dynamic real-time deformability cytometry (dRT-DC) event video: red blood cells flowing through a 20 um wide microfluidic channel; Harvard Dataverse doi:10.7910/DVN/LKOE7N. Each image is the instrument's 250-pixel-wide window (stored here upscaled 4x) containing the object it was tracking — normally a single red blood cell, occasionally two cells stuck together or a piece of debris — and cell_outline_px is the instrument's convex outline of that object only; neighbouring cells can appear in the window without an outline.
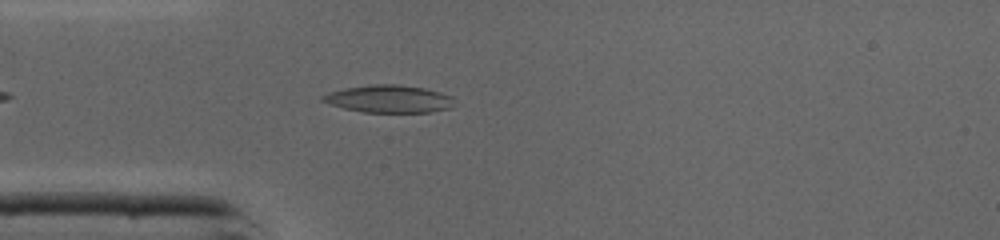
{"species": "common noctule bat (a hibernating species)", "species_latin": "Nyctalus noctula", "temperature_condition": "cold", "stored_images_in_passage": 25, "camera_frame_rate_fps": 3000, "um_per_image_px": 0.085, "animal": {"sex": "male", "body_mass_g": 19.0, "forearm_length_mm": 50.8}, "frame": {"image": 1, "passage_image": 5, "time_ms": 1.333, "image_size_px": [1000, 240], "cell_outline_px": [[452, 96], [448, 108], [432, 112], [364, 112], [344, 108], [320, 100], [320, 96], [328, 92], [344, 88], [372, 84], [396, 84], [424, 88], [440, 92]], "centroid_in_image_um": [32.99, 8.39], "position_along_channel_um": 52.0, "area_um2": 20.87}}
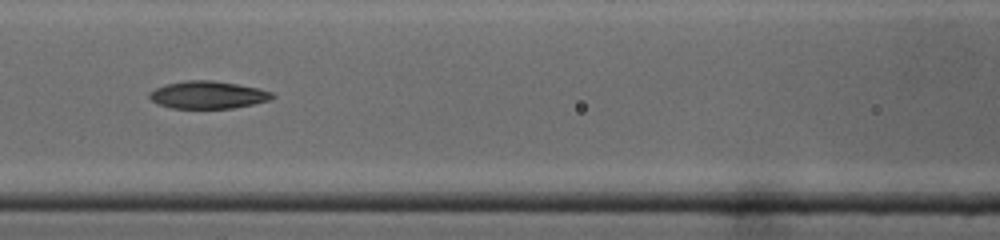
{"frame": {"image": 2, "passage_image": 12, "time_ms": 3.667, "image_size_px": [1000, 240], "cell_outline_px": [[276, 96], [268, 100], [252, 104], [232, 108], [172, 108], [160, 104], [152, 100], [148, 96], [148, 92], [156, 88], [168, 84], [188, 80], [212, 80], [236, 84], [256, 88], [272, 92]], "centroid_in_image_um": [17.66, 8.06], "position_along_channel_um": 148.9, "area_um2": 19.36}}
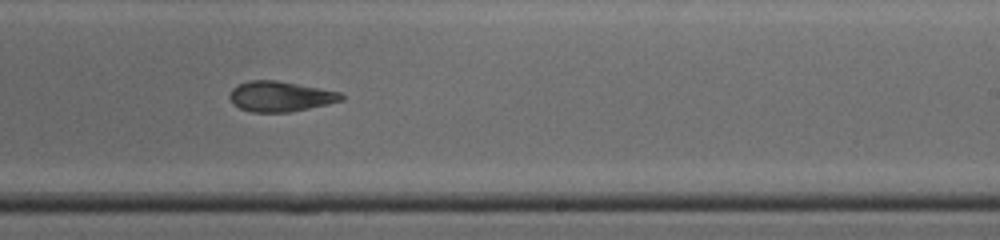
{"frame": {"image": 3, "passage_image": 20, "time_ms": 6.333, "image_size_px": [1000, 240], "cell_outline_px": [[344, 100], [328, 104], [292, 112], [252, 112], [240, 108], [232, 104], [228, 96], [232, 88], [248, 80], [276, 80], [320, 88], [340, 92], [344, 96]], "centroid_in_image_um": [23.82, 8.2], "position_along_channel_um": 265.2, "area_um2": 19.83}}